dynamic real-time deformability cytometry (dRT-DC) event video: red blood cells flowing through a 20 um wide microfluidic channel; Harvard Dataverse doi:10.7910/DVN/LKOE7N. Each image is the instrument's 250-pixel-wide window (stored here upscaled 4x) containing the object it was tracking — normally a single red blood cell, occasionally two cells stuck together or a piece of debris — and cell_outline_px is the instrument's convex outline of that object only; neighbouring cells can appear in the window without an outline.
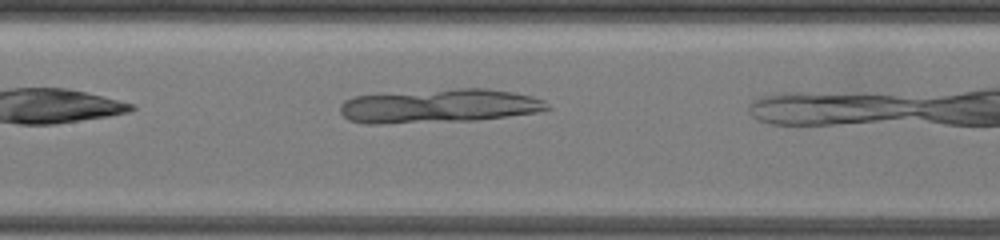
{"species": "common noctule bat (a hibernating species)", "species_latin": "Nyctalus noctula", "temperature_condition": "warm", "stored_images_in_passage": 29, "camera_frame_rate_fps": 3000, "um_per_image_px": 0.085, "animal": {"sex": "female", "body_mass_g": 19.5, "forearm_length_mm": 54.1}, "frame": {"image": 1, "passage_image": 13, "time_ms": 2.0, "image_size_px": [1000, 240], "cell_outline_px": [[552, 108], [536, 112], [476, 120], [380, 124], [364, 124], [348, 120], [340, 112], [340, 104], [344, 100], [356, 96], [380, 92], [456, 88], [488, 88], [512, 92], [532, 96], [544, 100]], "centroid_in_image_um": [37.25, 8.99], "position_along_channel_um": 170.1, "area_um2": 41.56}}
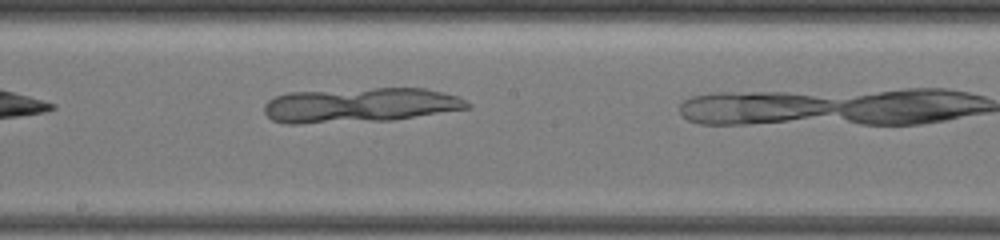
{"frame": {"image": 2, "passage_image": 21, "time_ms": 3.333, "image_size_px": [1000, 240], "cell_outline_px": [[472, 108], [392, 120], [300, 124], [284, 124], [272, 120], [264, 112], [264, 104], [268, 100], [276, 96], [288, 92], [372, 88], [424, 88], [456, 96], [472, 104]], "centroid_in_image_um": [30.57, 8.94], "position_along_channel_um": 217.6, "area_um2": 41.33}}